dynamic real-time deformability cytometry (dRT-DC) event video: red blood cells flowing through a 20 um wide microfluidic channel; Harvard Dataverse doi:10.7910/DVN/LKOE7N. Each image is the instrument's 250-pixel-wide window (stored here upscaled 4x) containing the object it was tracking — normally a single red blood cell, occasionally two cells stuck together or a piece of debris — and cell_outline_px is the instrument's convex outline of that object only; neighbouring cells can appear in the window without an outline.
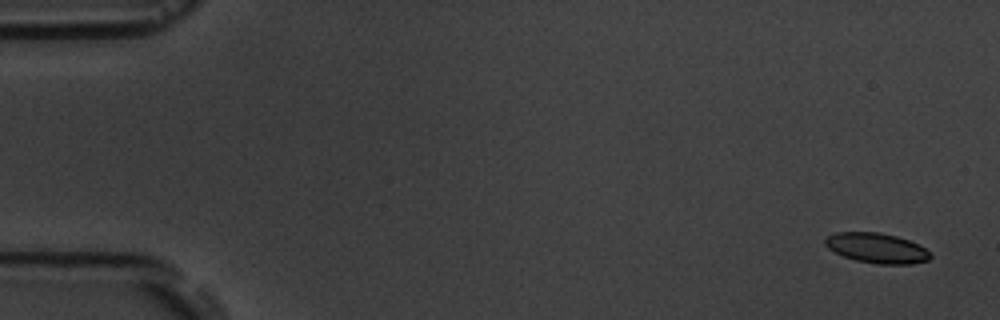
{"species": "common noctule bat (a hibernating species)", "species_latin": "Nyctalus noctula", "temperature_condition": "room temperature", "stored_images_in_passage": 5, "camera_frame_rate_fps": 3000, "um_per_image_px": 0.085, "animal": {"sex": "male", "body_mass_g": 19.5, "forearm_length_mm": 54.6}, "frame": {"image": 1, "passage_image": 1, "time_ms": 0.0, "image_size_px": [1000, 320], "cell_outline_px": [[932, 256], [928, 260], [912, 264], [876, 264], [856, 260], [844, 256], [828, 248], [824, 244], [824, 240], [828, 236], [836, 232], [880, 232], [896, 236], [908, 240], [924, 248]], "centroid_in_image_um": [74.51, 21.08], "position_along_channel_um": 10.5, "area_um2": 18.26}}